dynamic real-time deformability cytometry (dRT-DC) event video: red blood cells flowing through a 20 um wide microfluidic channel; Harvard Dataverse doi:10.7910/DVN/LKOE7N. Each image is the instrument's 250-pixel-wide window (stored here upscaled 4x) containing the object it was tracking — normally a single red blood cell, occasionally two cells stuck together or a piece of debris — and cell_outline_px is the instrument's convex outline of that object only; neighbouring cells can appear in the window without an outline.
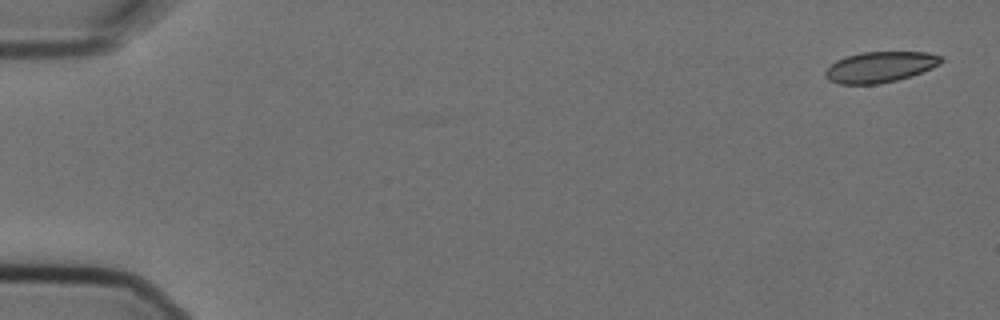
{"species": "Egyptian fruit bat (a non-hibernating species)", "species_latin": "Rousettus aegyptiacus", "temperature_condition": "cold", "stored_images_in_passage": 6, "segment_of_instrument_passage": [1, 2], "camera_frame_rate_fps": 3000, "um_per_image_px": 0.085, "animal": {"sex": "female"}, "frame": {"image": 1, "passage_image": 1, "time_ms": 0.0, "image_size_px": [1000, 320], "cell_outline_px": [[944, 60], [940, 64], [932, 68], [912, 76], [896, 80], [876, 84], [840, 84], [828, 80], [824, 76], [824, 72], [836, 60], [860, 52], [928, 52], [940, 56]], "centroid_in_image_um": [74.81, 5.69], "position_along_channel_um": 10.2, "area_um2": 20.75}}